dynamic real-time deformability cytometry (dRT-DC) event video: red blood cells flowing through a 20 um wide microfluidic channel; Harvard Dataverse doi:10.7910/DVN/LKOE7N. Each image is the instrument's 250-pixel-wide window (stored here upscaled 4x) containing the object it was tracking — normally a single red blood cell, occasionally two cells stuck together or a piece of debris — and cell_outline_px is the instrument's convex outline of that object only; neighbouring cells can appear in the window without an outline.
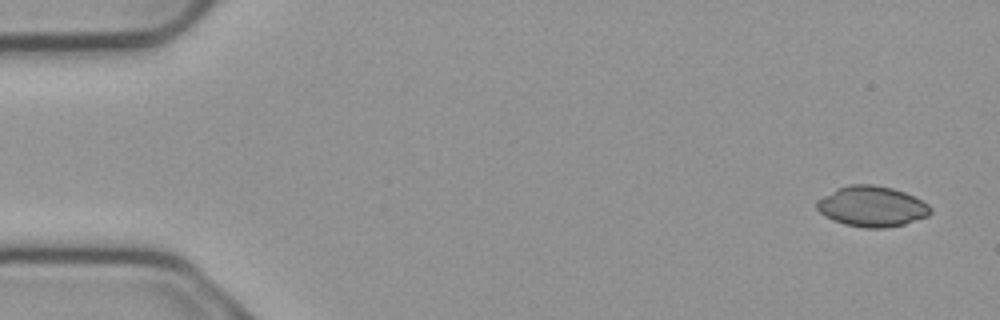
{"species": "common noctule bat (a hibernating species)", "species_latin": "Nyctalus noctula", "temperature_condition": "cold", "stored_images_in_passage": 4, "camera_frame_rate_fps": 3000, "um_per_image_px": 0.085, "animal": {"sex": "male", "body_mass_g": 23.1, "forearm_length_mm": 52.7}, "frame": {"image": 1, "passage_image": 1, "time_ms": 0.0, "image_size_px": [1000, 320], "cell_outline_px": [[932, 212], [928, 216], [904, 224], [884, 228], [864, 228], [844, 224], [832, 220], [824, 216], [816, 208], [816, 200], [836, 188], [848, 184], [872, 184], [892, 188], [904, 192], [928, 204], [932, 208]], "centroid_in_image_um": [74.08, 17.54], "position_along_channel_um": 10.9, "area_um2": 26.99}}
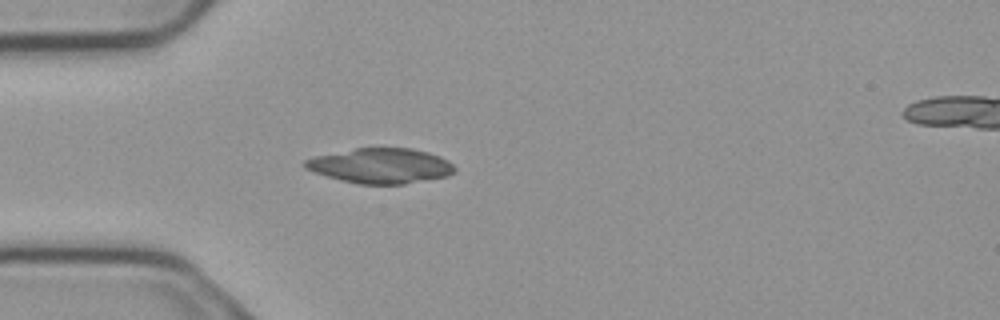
{"frame": {"image": 2, "passage_image": 4, "time_ms": 1.0, "image_size_px": [1000, 320], "cell_outline_px": [[456, 172], [448, 176], [404, 184], [356, 184], [340, 180], [304, 168], [304, 160], [316, 156], [356, 148], [412, 148], [428, 152], [440, 156], [448, 160], [456, 168]], "centroid_in_image_um": [32.4, 14.09], "position_along_channel_um": 52.6, "area_um2": 30.58}}